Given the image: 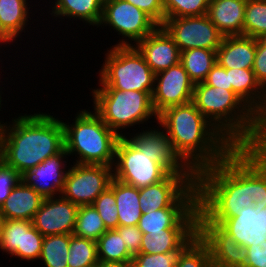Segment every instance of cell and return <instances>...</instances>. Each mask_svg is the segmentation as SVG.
Listing matches in <instances>:
<instances>
[{"instance_id": "obj_1", "label": "cell", "mask_w": 266, "mask_h": 267, "mask_svg": "<svg viewBox=\"0 0 266 267\" xmlns=\"http://www.w3.org/2000/svg\"><path fill=\"white\" fill-rule=\"evenodd\" d=\"M198 223L220 224L254 205L253 147H234L219 163L197 173Z\"/></svg>"}, {"instance_id": "obj_2", "label": "cell", "mask_w": 266, "mask_h": 267, "mask_svg": "<svg viewBox=\"0 0 266 267\" xmlns=\"http://www.w3.org/2000/svg\"><path fill=\"white\" fill-rule=\"evenodd\" d=\"M157 125L166 131L175 152L196 174L219 163L235 147L192 101L163 110Z\"/></svg>"}, {"instance_id": "obj_3", "label": "cell", "mask_w": 266, "mask_h": 267, "mask_svg": "<svg viewBox=\"0 0 266 267\" xmlns=\"http://www.w3.org/2000/svg\"><path fill=\"white\" fill-rule=\"evenodd\" d=\"M62 118L24 114L0 123V158L20 175L64 148Z\"/></svg>"}, {"instance_id": "obj_4", "label": "cell", "mask_w": 266, "mask_h": 267, "mask_svg": "<svg viewBox=\"0 0 266 267\" xmlns=\"http://www.w3.org/2000/svg\"><path fill=\"white\" fill-rule=\"evenodd\" d=\"M192 102L235 147L266 145V124L233 91L197 83Z\"/></svg>"}, {"instance_id": "obj_5", "label": "cell", "mask_w": 266, "mask_h": 267, "mask_svg": "<svg viewBox=\"0 0 266 267\" xmlns=\"http://www.w3.org/2000/svg\"><path fill=\"white\" fill-rule=\"evenodd\" d=\"M89 110H79L72 124L62 120L64 148L69 157L75 154L78 158L73 163L113 167L120 135L110 129L94 110Z\"/></svg>"}, {"instance_id": "obj_6", "label": "cell", "mask_w": 266, "mask_h": 267, "mask_svg": "<svg viewBox=\"0 0 266 267\" xmlns=\"http://www.w3.org/2000/svg\"><path fill=\"white\" fill-rule=\"evenodd\" d=\"M91 94L93 110L120 136H125L122 132L126 128H134L135 125L139 128L152 118L158 120L152 104V92L92 89Z\"/></svg>"}, {"instance_id": "obj_7", "label": "cell", "mask_w": 266, "mask_h": 267, "mask_svg": "<svg viewBox=\"0 0 266 267\" xmlns=\"http://www.w3.org/2000/svg\"><path fill=\"white\" fill-rule=\"evenodd\" d=\"M106 51L95 89L153 92L155 73L135 46L112 45Z\"/></svg>"}, {"instance_id": "obj_8", "label": "cell", "mask_w": 266, "mask_h": 267, "mask_svg": "<svg viewBox=\"0 0 266 267\" xmlns=\"http://www.w3.org/2000/svg\"><path fill=\"white\" fill-rule=\"evenodd\" d=\"M196 177L170 173L164 180L139 189L142 213L163 208H199Z\"/></svg>"}, {"instance_id": "obj_9", "label": "cell", "mask_w": 266, "mask_h": 267, "mask_svg": "<svg viewBox=\"0 0 266 267\" xmlns=\"http://www.w3.org/2000/svg\"><path fill=\"white\" fill-rule=\"evenodd\" d=\"M113 178L138 189L164 180L169 173L140 151L126 136H120L115 151Z\"/></svg>"}, {"instance_id": "obj_10", "label": "cell", "mask_w": 266, "mask_h": 267, "mask_svg": "<svg viewBox=\"0 0 266 267\" xmlns=\"http://www.w3.org/2000/svg\"><path fill=\"white\" fill-rule=\"evenodd\" d=\"M100 26L111 27L121 35L122 39L119 38L115 46H135L159 25L144 11L125 0H104Z\"/></svg>"}, {"instance_id": "obj_11", "label": "cell", "mask_w": 266, "mask_h": 267, "mask_svg": "<svg viewBox=\"0 0 266 267\" xmlns=\"http://www.w3.org/2000/svg\"><path fill=\"white\" fill-rule=\"evenodd\" d=\"M70 166L61 196L77 206L91 205L113 179L110 166L77 163Z\"/></svg>"}, {"instance_id": "obj_12", "label": "cell", "mask_w": 266, "mask_h": 267, "mask_svg": "<svg viewBox=\"0 0 266 267\" xmlns=\"http://www.w3.org/2000/svg\"><path fill=\"white\" fill-rule=\"evenodd\" d=\"M161 26L173 38L180 52L192 48L217 51L224 38L207 14L167 18Z\"/></svg>"}, {"instance_id": "obj_13", "label": "cell", "mask_w": 266, "mask_h": 267, "mask_svg": "<svg viewBox=\"0 0 266 267\" xmlns=\"http://www.w3.org/2000/svg\"><path fill=\"white\" fill-rule=\"evenodd\" d=\"M143 130L137 133H125L127 138L140 150L159 163L169 174L197 175L175 152L171 140L162 128ZM130 134V135H129Z\"/></svg>"}, {"instance_id": "obj_14", "label": "cell", "mask_w": 266, "mask_h": 267, "mask_svg": "<svg viewBox=\"0 0 266 267\" xmlns=\"http://www.w3.org/2000/svg\"><path fill=\"white\" fill-rule=\"evenodd\" d=\"M194 85L180 62L155 74L152 104L157 115L168 107L191 102Z\"/></svg>"}, {"instance_id": "obj_15", "label": "cell", "mask_w": 266, "mask_h": 267, "mask_svg": "<svg viewBox=\"0 0 266 267\" xmlns=\"http://www.w3.org/2000/svg\"><path fill=\"white\" fill-rule=\"evenodd\" d=\"M79 206L63 198H44L32 224L43 235L73 234Z\"/></svg>"}, {"instance_id": "obj_16", "label": "cell", "mask_w": 266, "mask_h": 267, "mask_svg": "<svg viewBox=\"0 0 266 267\" xmlns=\"http://www.w3.org/2000/svg\"><path fill=\"white\" fill-rule=\"evenodd\" d=\"M68 154L65 148L50 156L38 166L26 170L20 175L21 181L34 188L42 197H56L61 195L67 174ZM66 159V160H64Z\"/></svg>"}, {"instance_id": "obj_17", "label": "cell", "mask_w": 266, "mask_h": 267, "mask_svg": "<svg viewBox=\"0 0 266 267\" xmlns=\"http://www.w3.org/2000/svg\"><path fill=\"white\" fill-rule=\"evenodd\" d=\"M198 235L208 245L214 267H244L246 248L234 241L219 224L198 223Z\"/></svg>"}, {"instance_id": "obj_18", "label": "cell", "mask_w": 266, "mask_h": 267, "mask_svg": "<svg viewBox=\"0 0 266 267\" xmlns=\"http://www.w3.org/2000/svg\"><path fill=\"white\" fill-rule=\"evenodd\" d=\"M135 47L155 74L180 62L179 48L162 26H158Z\"/></svg>"}, {"instance_id": "obj_19", "label": "cell", "mask_w": 266, "mask_h": 267, "mask_svg": "<svg viewBox=\"0 0 266 267\" xmlns=\"http://www.w3.org/2000/svg\"><path fill=\"white\" fill-rule=\"evenodd\" d=\"M199 208H163L142 213L138 228L142 233L162 232L164 229H198Z\"/></svg>"}, {"instance_id": "obj_20", "label": "cell", "mask_w": 266, "mask_h": 267, "mask_svg": "<svg viewBox=\"0 0 266 267\" xmlns=\"http://www.w3.org/2000/svg\"><path fill=\"white\" fill-rule=\"evenodd\" d=\"M229 86L241 100L266 124V91L255 78L253 69H226Z\"/></svg>"}, {"instance_id": "obj_21", "label": "cell", "mask_w": 266, "mask_h": 267, "mask_svg": "<svg viewBox=\"0 0 266 267\" xmlns=\"http://www.w3.org/2000/svg\"><path fill=\"white\" fill-rule=\"evenodd\" d=\"M29 0H0V42L3 44L14 43L21 38V33H26L25 28L30 18L31 3Z\"/></svg>"}, {"instance_id": "obj_22", "label": "cell", "mask_w": 266, "mask_h": 267, "mask_svg": "<svg viewBox=\"0 0 266 267\" xmlns=\"http://www.w3.org/2000/svg\"><path fill=\"white\" fill-rule=\"evenodd\" d=\"M217 62L225 69H252L256 53V38L224 36L217 49Z\"/></svg>"}, {"instance_id": "obj_23", "label": "cell", "mask_w": 266, "mask_h": 267, "mask_svg": "<svg viewBox=\"0 0 266 267\" xmlns=\"http://www.w3.org/2000/svg\"><path fill=\"white\" fill-rule=\"evenodd\" d=\"M247 0H210L207 16L224 36L243 35Z\"/></svg>"}, {"instance_id": "obj_24", "label": "cell", "mask_w": 266, "mask_h": 267, "mask_svg": "<svg viewBox=\"0 0 266 267\" xmlns=\"http://www.w3.org/2000/svg\"><path fill=\"white\" fill-rule=\"evenodd\" d=\"M44 197L21 180L0 207L1 219L32 221Z\"/></svg>"}, {"instance_id": "obj_25", "label": "cell", "mask_w": 266, "mask_h": 267, "mask_svg": "<svg viewBox=\"0 0 266 267\" xmlns=\"http://www.w3.org/2000/svg\"><path fill=\"white\" fill-rule=\"evenodd\" d=\"M197 235L198 229H164L162 232L143 233L139 253L157 254L182 251Z\"/></svg>"}, {"instance_id": "obj_26", "label": "cell", "mask_w": 266, "mask_h": 267, "mask_svg": "<svg viewBox=\"0 0 266 267\" xmlns=\"http://www.w3.org/2000/svg\"><path fill=\"white\" fill-rule=\"evenodd\" d=\"M53 3V5H52ZM52 18L75 19L93 27L98 25L102 18L104 0H52ZM55 3V4H54ZM55 16V17H53ZM65 17V19H64Z\"/></svg>"}, {"instance_id": "obj_27", "label": "cell", "mask_w": 266, "mask_h": 267, "mask_svg": "<svg viewBox=\"0 0 266 267\" xmlns=\"http://www.w3.org/2000/svg\"><path fill=\"white\" fill-rule=\"evenodd\" d=\"M114 196L118 211L119 226L138 225L142 216L139 189L114 178Z\"/></svg>"}, {"instance_id": "obj_28", "label": "cell", "mask_w": 266, "mask_h": 267, "mask_svg": "<svg viewBox=\"0 0 266 267\" xmlns=\"http://www.w3.org/2000/svg\"><path fill=\"white\" fill-rule=\"evenodd\" d=\"M216 62L215 50L192 48L180 52V63L194 84L204 82Z\"/></svg>"}, {"instance_id": "obj_29", "label": "cell", "mask_w": 266, "mask_h": 267, "mask_svg": "<svg viewBox=\"0 0 266 267\" xmlns=\"http://www.w3.org/2000/svg\"><path fill=\"white\" fill-rule=\"evenodd\" d=\"M99 262L132 263L133 256L129 253L122 236L115 230H107L97 241Z\"/></svg>"}, {"instance_id": "obj_30", "label": "cell", "mask_w": 266, "mask_h": 267, "mask_svg": "<svg viewBox=\"0 0 266 267\" xmlns=\"http://www.w3.org/2000/svg\"><path fill=\"white\" fill-rule=\"evenodd\" d=\"M70 234L44 236L40 258L46 267H68Z\"/></svg>"}, {"instance_id": "obj_31", "label": "cell", "mask_w": 266, "mask_h": 267, "mask_svg": "<svg viewBox=\"0 0 266 267\" xmlns=\"http://www.w3.org/2000/svg\"><path fill=\"white\" fill-rule=\"evenodd\" d=\"M106 231L101 216L92 205L79 206L73 235L97 241Z\"/></svg>"}, {"instance_id": "obj_32", "label": "cell", "mask_w": 266, "mask_h": 267, "mask_svg": "<svg viewBox=\"0 0 266 267\" xmlns=\"http://www.w3.org/2000/svg\"><path fill=\"white\" fill-rule=\"evenodd\" d=\"M68 267H91L99 263L96 241L70 234Z\"/></svg>"}, {"instance_id": "obj_33", "label": "cell", "mask_w": 266, "mask_h": 267, "mask_svg": "<svg viewBox=\"0 0 266 267\" xmlns=\"http://www.w3.org/2000/svg\"><path fill=\"white\" fill-rule=\"evenodd\" d=\"M243 35L256 39L266 37V0H247Z\"/></svg>"}, {"instance_id": "obj_34", "label": "cell", "mask_w": 266, "mask_h": 267, "mask_svg": "<svg viewBox=\"0 0 266 267\" xmlns=\"http://www.w3.org/2000/svg\"><path fill=\"white\" fill-rule=\"evenodd\" d=\"M175 267H214L208 245L199 235L182 249Z\"/></svg>"}, {"instance_id": "obj_35", "label": "cell", "mask_w": 266, "mask_h": 267, "mask_svg": "<svg viewBox=\"0 0 266 267\" xmlns=\"http://www.w3.org/2000/svg\"><path fill=\"white\" fill-rule=\"evenodd\" d=\"M254 206L266 207V145L253 147V197Z\"/></svg>"}, {"instance_id": "obj_36", "label": "cell", "mask_w": 266, "mask_h": 267, "mask_svg": "<svg viewBox=\"0 0 266 267\" xmlns=\"http://www.w3.org/2000/svg\"><path fill=\"white\" fill-rule=\"evenodd\" d=\"M43 239L44 236L33 226L32 221L23 220L22 249H16L10 256L25 262L39 260Z\"/></svg>"}, {"instance_id": "obj_37", "label": "cell", "mask_w": 266, "mask_h": 267, "mask_svg": "<svg viewBox=\"0 0 266 267\" xmlns=\"http://www.w3.org/2000/svg\"><path fill=\"white\" fill-rule=\"evenodd\" d=\"M210 0H163L165 19L207 14Z\"/></svg>"}, {"instance_id": "obj_38", "label": "cell", "mask_w": 266, "mask_h": 267, "mask_svg": "<svg viewBox=\"0 0 266 267\" xmlns=\"http://www.w3.org/2000/svg\"><path fill=\"white\" fill-rule=\"evenodd\" d=\"M91 205L101 216L107 230L116 229L119 226L118 211L114 196V178L110 186L103 191Z\"/></svg>"}, {"instance_id": "obj_39", "label": "cell", "mask_w": 266, "mask_h": 267, "mask_svg": "<svg viewBox=\"0 0 266 267\" xmlns=\"http://www.w3.org/2000/svg\"><path fill=\"white\" fill-rule=\"evenodd\" d=\"M23 220L1 219L0 249L11 255L16 249H22Z\"/></svg>"}, {"instance_id": "obj_40", "label": "cell", "mask_w": 266, "mask_h": 267, "mask_svg": "<svg viewBox=\"0 0 266 267\" xmlns=\"http://www.w3.org/2000/svg\"><path fill=\"white\" fill-rule=\"evenodd\" d=\"M181 251L169 253L145 254L139 253L133 257L135 267H175Z\"/></svg>"}, {"instance_id": "obj_41", "label": "cell", "mask_w": 266, "mask_h": 267, "mask_svg": "<svg viewBox=\"0 0 266 267\" xmlns=\"http://www.w3.org/2000/svg\"><path fill=\"white\" fill-rule=\"evenodd\" d=\"M20 180V174L0 158V207Z\"/></svg>"}, {"instance_id": "obj_42", "label": "cell", "mask_w": 266, "mask_h": 267, "mask_svg": "<svg viewBox=\"0 0 266 267\" xmlns=\"http://www.w3.org/2000/svg\"><path fill=\"white\" fill-rule=\"evenodd\" d=\"M115 230L122 236L129 253L133 257L139 254L143 233L138 228V225L118 226Z\"/></svg>"}, {"instance_id": "obj_43", "label": "cell", "mask_w": 266, "mask_h": 267, "mask_svg": "<svg viewBox=\"0 0 266 267\" xmlns=\"http://www.w3.org/2000/svg\"><path fill=\"white\" fill-rule=\"evenodd\" d=\"M149 15L159 26L165 21L163 0H125Z\"/></svg>"}, {"instance_id": "obj_44", "label": "cell", "mask_w": 266, "mask_h": 267, "mask_svg": "<svg viewBox=\"0 0 266 267\" xmlns=\"http://www.w3.org/2000/svg\"><path fill=\"white\" fill-rule=\"evenodd\" d=\"M204 82L212 87L224 88L232 91V86H229V73H227L226 69L218 62L212 67Z\"/></svg>"}, {"instance_id": "obj_45", "label": "cell", "mask_w": 266, "mask_h": 267, "mask_svg": "<svg viewBox=\"0 0 266 267\" xmlns=\"http://www.w3.org/2000/svg\"><path fill=\"white\" fill-rule=\"evenodd\" d=\"M247 261L244 267H266V240L254 246H248Z\"/></svg>"}, {"instance_id": "obj_46", "label": "cell", "mask_w": 266, "mask_h": 267, "mask_svg": "<svg viewBox=\"0 0 266 267\" xmlns=\"http://www.w3.org/2000/svg\"><path fill=\"white\" fill-rule=\"evenodd\" d=\"M131 263L99 262V267H129Z\"/></svg>"}, {"instance_id": "obj_47", "label": "cell", "mask_w": 266, "mask_h": 267, "mask_svg": "<svg viewBox=\"0 0 266 267\" xmlns=\"http://www.w3.org/2000/svg\"><path fill=\"white\" fill-rule=\"evenodd\" d=\"M3 88H4V87H2V88L0 87L1 90H2ZM2 94H3L2 91H0V111H2L1 109H2V106H3V105H2L3 103H1V102L4 101V100H2ZM0 123H1V120H0Z\"/></svg>"}, {"instance_id": "obj_48", "label": "cell", "mask_w": 266, "mask_h": 267, "mask_svg": "<svg viewBox=\"0 0 266 267\" xmlns=\"http://www.w3.org/2000/svg\"><path fill=\"white\" fill-rule=\"evenodd\" d=\"M91 267H99V263H98V264H96V265H94V266H91Z\"/></svg>"}]
</instances>
